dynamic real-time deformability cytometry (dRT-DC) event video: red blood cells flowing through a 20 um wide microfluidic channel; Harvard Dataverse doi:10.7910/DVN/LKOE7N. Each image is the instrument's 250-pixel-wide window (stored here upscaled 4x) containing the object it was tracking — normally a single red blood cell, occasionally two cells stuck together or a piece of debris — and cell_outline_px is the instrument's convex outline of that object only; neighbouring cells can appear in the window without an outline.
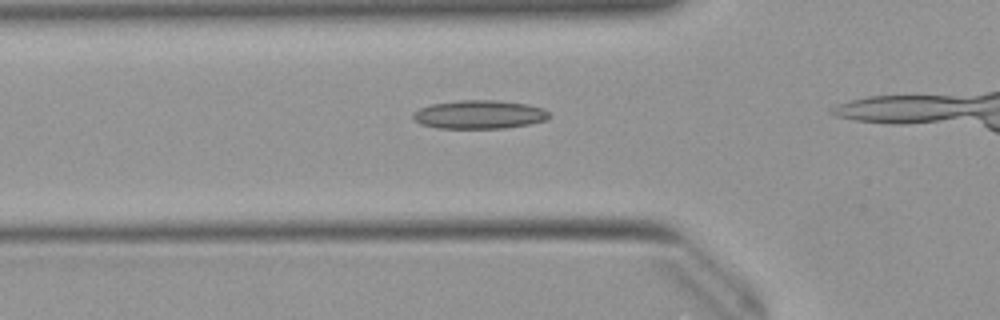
{"species": "Egyptian fruit bat (a non-hibernating species)", "species_latin": "Rousettus aegyptiacus", "temperature_condition": "warm", "stored_images_in_passage": 32, "camera_frame_rate_fps": 3000, "um_per_image_px": 0.085, "animal": {"sex": "female"}, "frame": {"image": 1, "passage_image": 9, "time_ms": 2.667, "image_size_px": [1000, 320], "cell_outline_px": [[552, 116], [548, 120], [528, 124], [504, 128], [436, 128], [420, 124], [412, 116], [412, 112], [420, 108], [432, 104], [460, 100], [496, 100], [528, 104], [544, 108]], "centroid_in_image_um": [40.77, 9.73], "position_along_channel_um": 85.0, "area_um2": 22.77}}
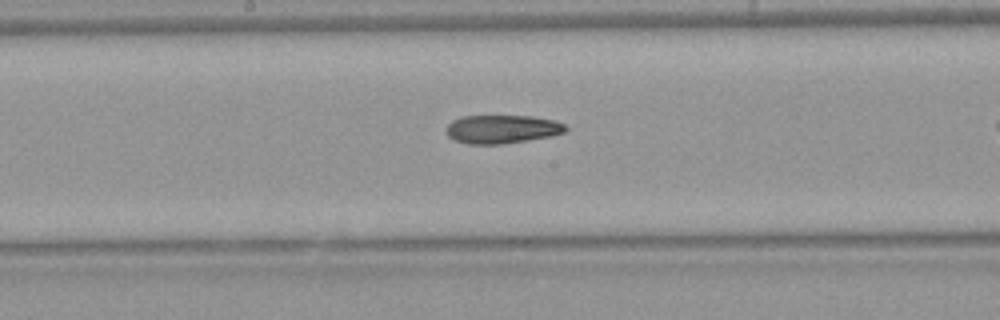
{"frame": {"image": 2, "passage_image": 18, "time_ms": 5.667, "image_size_px": [1000, 320], "cell_outline_px": [[568, 128], [564, 132], [552, 136], [528, 140], [500, 144], [468, 144], [452, 140], [444, 132], [444, 128], [452, 120], [460, 116], [532, 116], [552, 120], [564, 124]], "centroid_in_image_um": [42.6, 10.98], "position_along_channel_um": 205.6, "area_um2": 20.0}}
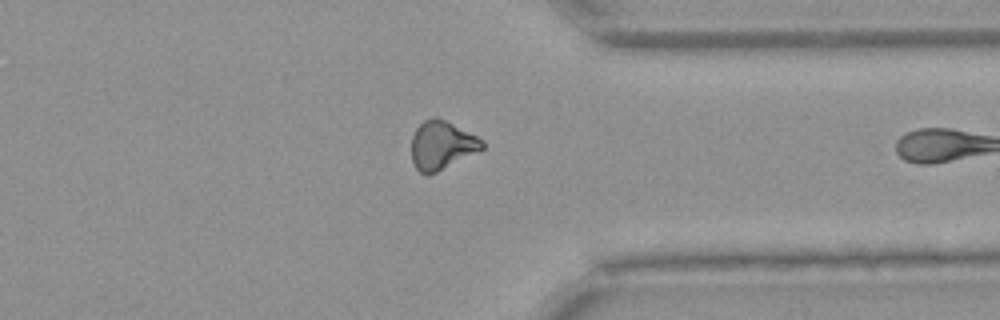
{"frame": {"image": 3, "passage_image": 31, "time_ms": 10.0, "image_size_px": [1000, 320], "cell_outline_px": [[484, 148], [428, 176], [420, 172], [416, 168], [412, 160], [412, 136], [416, 128], [424, 120], [432, 116], [436, 116], [484, 140]], "centroid_in_image_um": [37.52, 12.34], "position_along_channel_um": 373.9, "area_um2": 19.71}}